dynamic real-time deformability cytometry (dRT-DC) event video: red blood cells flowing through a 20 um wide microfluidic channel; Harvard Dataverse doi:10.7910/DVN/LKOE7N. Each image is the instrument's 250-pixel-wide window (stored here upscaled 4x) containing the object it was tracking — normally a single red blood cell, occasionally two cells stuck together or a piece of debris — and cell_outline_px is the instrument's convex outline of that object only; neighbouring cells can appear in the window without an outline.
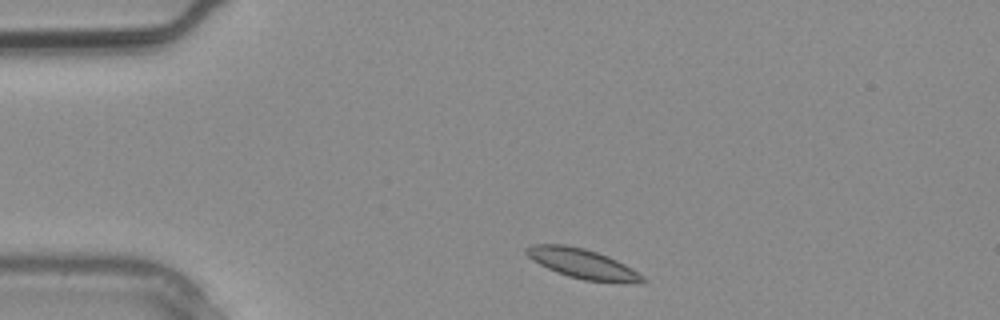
{"species": "common noctule bat (a hibernating species)", "species_latin": "Nyctalus noctula", "temperature_condition": "warm", "stored_images_in_passage": 3, "segment_of_instrument_passage": [2, 2], "camera_frame_rate_fps": 3000, "um_per_image_px": 0.085, "animal": {"sex": "male", "body_mass_g": 20.4}, "frame": {"image": 1, "passage_image": 3, "time_ms": 0.667, "image_size_px": [1000, 320], "cell_outline_px": [[648, 280], [584, 280], [568, 276], [556, 272], [532, 260], [524, 252], [524, 248], [532, 244], [564, 244], [584, 248], [608, 256], [624, 264], [644, 276]], "centroid_in_image_um": [49.35, 22.35], "position_along_channel_um": 35.6, "area_um2": 19.31}}